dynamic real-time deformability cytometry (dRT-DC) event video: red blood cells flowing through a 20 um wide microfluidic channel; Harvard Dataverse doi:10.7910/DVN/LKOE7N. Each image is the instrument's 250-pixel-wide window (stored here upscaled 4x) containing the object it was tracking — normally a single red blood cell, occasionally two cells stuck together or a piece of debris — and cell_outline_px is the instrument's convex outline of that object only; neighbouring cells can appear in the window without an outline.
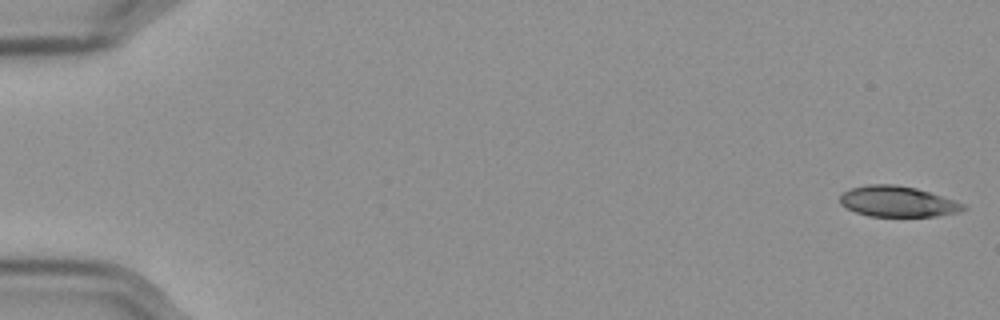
{"species": "Egyptian fruit bat (a non-hibernating species)", "species_latin": "Rousettus aegyptiacus", "temperature_condition": "cold", "stored_images_in_passage": 11, "camera_frame_rate_fps": 3000, "um_per_image_px": 0.085, "frame": {"image": 1, "passage_image": 1, "time_ms": 0.0, "image_size_px": [1000, 320], "cell_outline_px": [[968, 208], [960, 212], [936, 216], [868, 216], [856, 212], [840, 204], [840, 196], [844, 192], [852, 188], [868, 184], [896, 184], [916, 188], [956, 200], [964, 204]], "centroid_in_image_um": [76.33, 17.13], "position_along_channel_um": 8.7, "area_um2": 22.08}}